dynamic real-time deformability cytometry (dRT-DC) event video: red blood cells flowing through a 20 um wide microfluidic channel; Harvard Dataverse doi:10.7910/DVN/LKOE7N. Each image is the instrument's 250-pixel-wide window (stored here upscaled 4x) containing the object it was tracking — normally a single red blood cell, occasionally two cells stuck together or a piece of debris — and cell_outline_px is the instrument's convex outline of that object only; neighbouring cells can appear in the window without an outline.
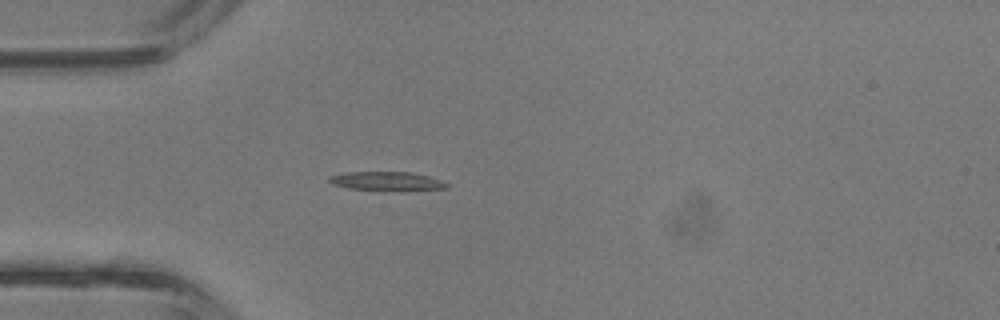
{"species": "common noctule bat (a hibernating species)", "species_latin": "Nyctalus noctula", "temperature_condition": "room temperature", "stored_images_in_passage": 1, "camera_frame_rate_fps": 3000, "um_per_image_px": 0.085, "animal": {"sex": "male", "body_mass_g": 13.3}, "frame": {"image": 1, "passage_image": 1, "time_ms": 0.0, "image_size_px": [1000, 320], "cell_outline_px": [[448, 188], [348, 188], [332, 184], [328, 180], [328, 176], [348, 172], [412, 172], [428, 176], [440, 180], [448, 184]], "centroid_in_image_um": [32.78, 15.34], "position_along_channel_um": 52.2, "area_um2": 11.85}}